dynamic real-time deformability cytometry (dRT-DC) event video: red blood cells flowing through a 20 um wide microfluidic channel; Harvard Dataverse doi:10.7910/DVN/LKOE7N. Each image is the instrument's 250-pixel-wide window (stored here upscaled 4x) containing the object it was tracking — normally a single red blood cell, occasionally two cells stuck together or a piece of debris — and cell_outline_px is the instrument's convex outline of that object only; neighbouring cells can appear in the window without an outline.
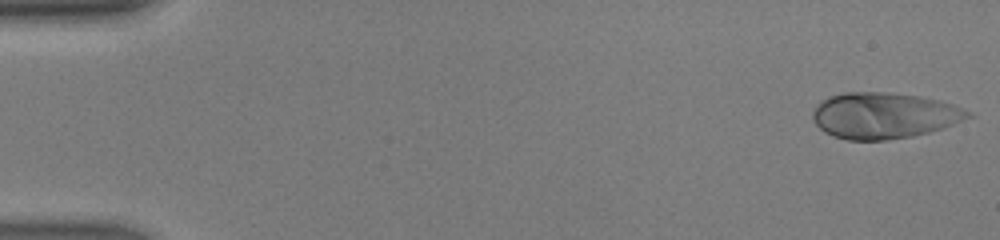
{"species": "human", "species_latin": "Homo sapiens", "temperature_condition": "warm", "stored_images_in_passage": 45, "camera_frame_rate_fps": 3000, "um_per_image_px": 0.085, "donor": {"sex": "male"}, "frame": {"image": 1, "passage_image": 1, "time_ms": 0.0, "image_size_px": [1000, 240], "cell_outline_px": [[976, 116], [928, 132], [912, 136], [888, 140], [848, 140], [832, 136], [824, 132], [812, 120], [812, 112], [816, 104], [828, 96], [844, 92], [884, 92], [920, 96], [940, 100], [952, 104]], "centroid_in_image_um": [75.09, 9.82], "position_along_channel_um": 9.9, "area_um2": 41.73}}
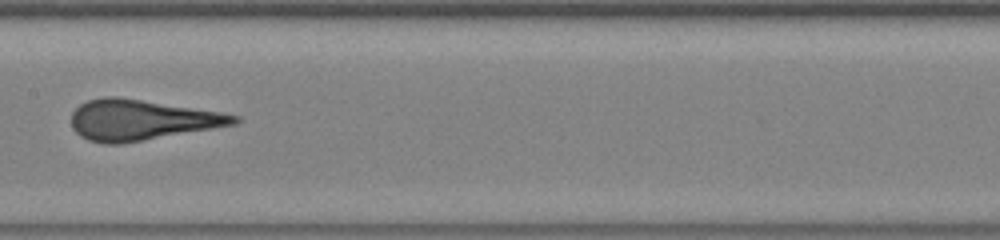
{"frame": {"image": 2, "passage_image": 23, "time_ms": 7.333, "image_size_px": [1000, 240], "cell_outline_px": [[240, 120], [236, 124], [120, 144], [104, 144], [88, 140], [80, 136], [72, 128], [72, 112], [80, 104], [88, 100], [104, 96], [116, 96], [220, 112], [240, 116]], "centroid_in_image_um": [11.97, 10.19], "position_along_channel_um": 195.4, "area_um2": 38.09}}
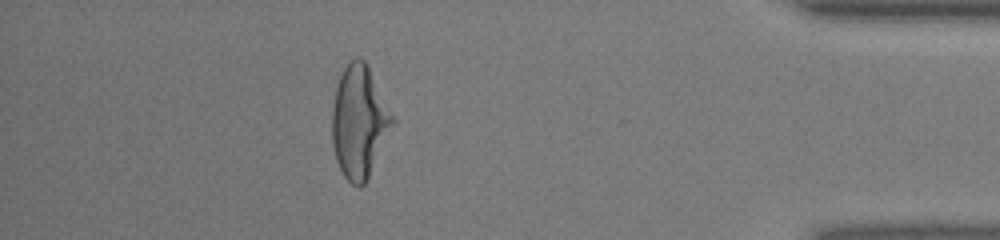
{"frame": {"image": 3, "passage_image": 40, "time_ms": 13.0, "image_size_px": [1000, 240], "cell_outline_px": [[396, 124], [364, 184], [360, 188], [356, 188], [344, 176], [336, 160], [332, 144], [332, 108], [336, 88], [340, 76], [344, 68], [356, 56], [360, 56], [364, 60], [396, 120]], "centroid_in_image_um": [30.55, 10.38], "position_along_channel_um": 404.7, "area_um2": 39.54}}